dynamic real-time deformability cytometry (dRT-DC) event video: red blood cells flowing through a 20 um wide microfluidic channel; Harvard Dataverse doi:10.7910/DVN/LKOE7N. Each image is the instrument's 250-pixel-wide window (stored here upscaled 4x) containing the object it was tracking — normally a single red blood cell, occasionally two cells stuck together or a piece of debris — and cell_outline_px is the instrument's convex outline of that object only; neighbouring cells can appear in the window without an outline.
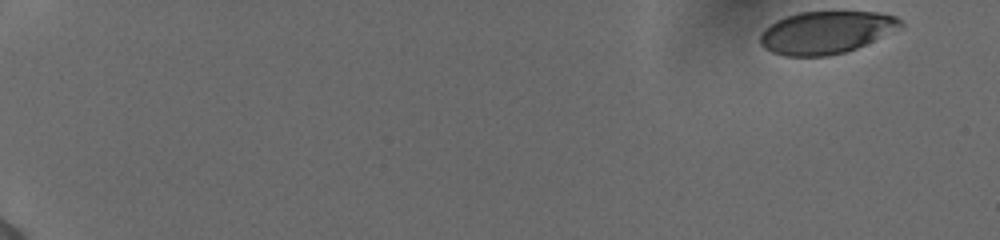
{"species": "human", "species_latin": "Homo sapiens", "temperature_condition": "cold", "stored_images_in_passage": 53, "camera_frame_rate_fps": 3000, "um_per_image_px": 0.085, "donor": {"sex": "female"}, "frame": {"image": 1, "passage_image": 1, "time_ms": 0.0, "image_size_px": [1000, 240], "cell_outline_px": [[904, 28], [848, 52], [828, 56], [784, 56], [772, 52], [764, 48], [760, 44], [760, 32], [764, 28], [776, 20], [784, 16], [800, 12], [876, 12], [896, 16], [904, 24]], "centroid_in_image_um": [70.24, 2.76], "position_along_channel_um": 14.8, "area_um2": 35.32}}
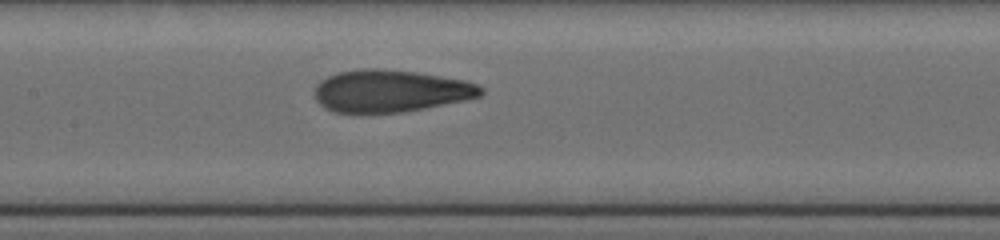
{"frame": {"image": 2, "passage_image": 28, "time_ms": 9.0, "image_size_px": [1000, 240], "cell_outline_px": [[484, 92], [480, 96], [464, 100], [404, 112], [332, 112], [324, 108], [316, 100], [316, 84], [320, 80], [328, 76], [340, 72], [360, 68], [380, 68], [416, 72], [464, 80], [480, 84], [484, 88]], "centroid_in_image_um": [33.2, 7.72], "position_along_channel_um": 174.2, "area_um2": 40.86}}
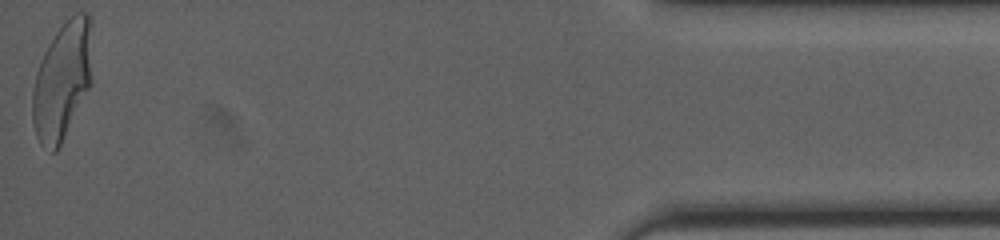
{"frame": {"image": 3, "passage_image": 53, "time_ms": 17.333, "image_size_px": [1000, 240], "cell_outline_px": [[92, 84], [56, 152], [52, 152], [40, 144], [36, 136], [32, 120], [32, 92], [36, 72], [40, 60], [48, 44], [56, 32], [76, 12], [88, 12], [92, 16]], "centroid_in_image_um": [5.32, 6.82], "position_along_channel_um": 429.9, "area_um2": 41.56}, "authors_computed_cell_mechanics": {"area_um2": 40.171, "velocity_mm_per_s": 3.8827, "shape_relaxation_time_tau1_ms": 4.7137, "shape_relaxation_time_tau2_ms": 0.9746, "deformation_change_tau1": 0.1806, "deformation_change_tau2": 0.0767}}